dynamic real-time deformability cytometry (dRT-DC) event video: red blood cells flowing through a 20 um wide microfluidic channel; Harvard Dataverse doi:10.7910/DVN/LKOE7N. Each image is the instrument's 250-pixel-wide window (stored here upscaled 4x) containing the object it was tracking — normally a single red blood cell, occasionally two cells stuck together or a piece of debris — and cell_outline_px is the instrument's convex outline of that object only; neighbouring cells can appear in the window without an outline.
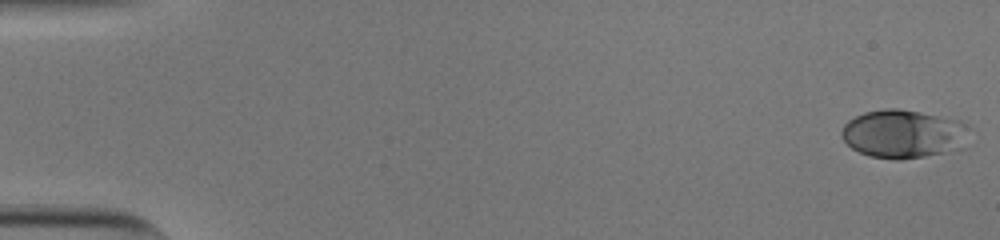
{"species": "human", "species_latin": "Homo sapiens", "temperature_condition": "cold", "stored_images_in_passage": 54, "camera_frame_rate_fps": 3000, "um_per_image_px": 0.085, "donor": {"sex": "male"}, "frame": {"image": 1, "passage_image": 1, "time_ms": 0.0, "image_size_px": [1000, 240], "cell_outline_px": [[972, 128], [964, 148], [924, 156], [900, 160], [896, 160], [868, 156], [852, 148], [840, 136], [840, 132], [844, 124], [848, 120], [864, 112], [888, 108], [896, 108], [960, 120], [968, 124]], "centroid_in_image_um": [76.83, 11.38], "position_along_channel_um": 8.2, "area_um2": 36.41}}
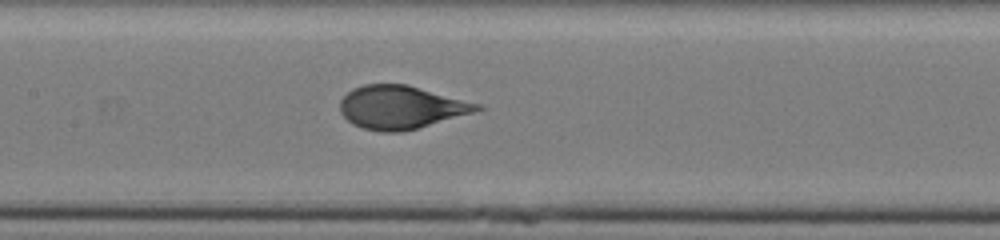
{"frame": {"image": 2, "passage_image": 27, "time_ms": 8.667, "image_size_px": [1000, 240], "cell_outline_px": [[484, 108], [472, 112], [416, 128], [400, 132], [380, 132], [364, 128], [352, 124], [340, 112], [340, 100], [352, 88], [364, 84], [408, 84], [484, 104]], "centroid_in_image_um": [34.08, 9.1], "position_along_channel_um": 173.3, "area_um2": 34.45}}
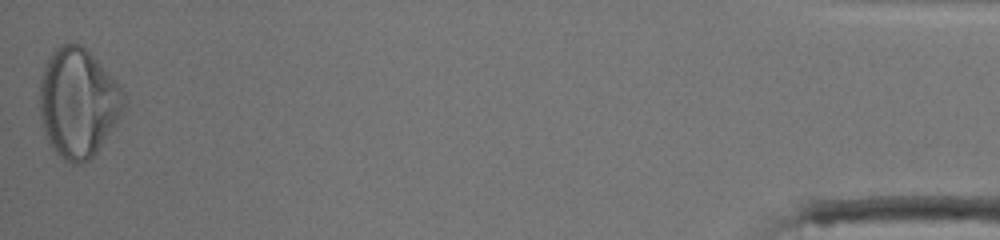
{"frame": {"image": 3, "passage_image": 54, "time_ms": 17.667, "image_size_px": [1000, 240], "cell_outline_px": [[124, 108], [120, 116], [96, 152], [84, 164], [72, 164], [64, 160], [48, 144], [44, 132], [40, 116], [40, 80], [44, 68], [52, 52], [60, 44], [72, 40], [80, 44], [120, 84], [124, 92]], "centroid_in_image_um": [6.62, 8.73], "position_along_channel_um": 428.6, "area_um2": 53.41}, "authors_computed_cell_mechanics": {"area_um2": 35.0557, "velocity_mm_per_s": 3.8035, "shape_relaxation_time_tau1_ms": 3.8483, "shape_relaxation_time_tau2_ms": null, "deformation_change_tau1": 0.1686, "deformation_change_tau2": null}}